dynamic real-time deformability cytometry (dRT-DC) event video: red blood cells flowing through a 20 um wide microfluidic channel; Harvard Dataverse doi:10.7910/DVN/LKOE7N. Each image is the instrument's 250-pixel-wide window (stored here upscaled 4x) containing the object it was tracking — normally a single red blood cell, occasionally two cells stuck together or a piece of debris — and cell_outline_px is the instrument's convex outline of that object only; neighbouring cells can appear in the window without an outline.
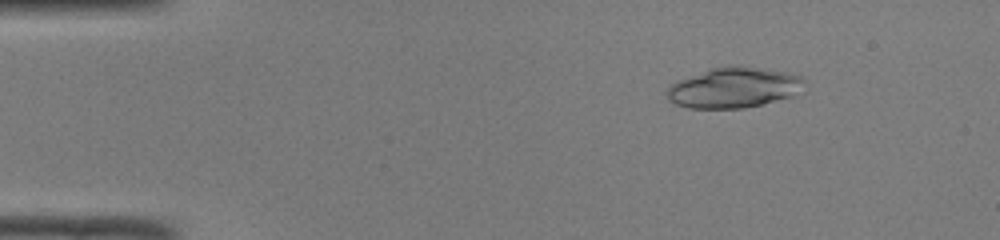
{"species": "common noctule bat (a hibernating species)", "species_latin": "Nyctalus noctula", "temperature_condition": "room temperature", "stored_images_in_passage": 49, "camera_frame_rate_fps": 3000, "um_per_image_px": 0.085, "animal": {"sex": "male", "body_mass_g": 19.0, "forearm_length_mm": 50.8}, "frame": {"image": 1, "passage_image": 7, "time_ms": 2.0, "image_size_px": [1000, 240], "cell_outline_px": [[808, 92], [744, 108], [688, 108], [676, 104], [668, 100], [668, 88], [676, 80], [712, 68], [752, 68], [788, 72], [800, 76], [808, 80]], "centroid_in_image_um": [62.48, 7.48], "position_along_channel_um": 22.5, "area_um2": 32.14}}
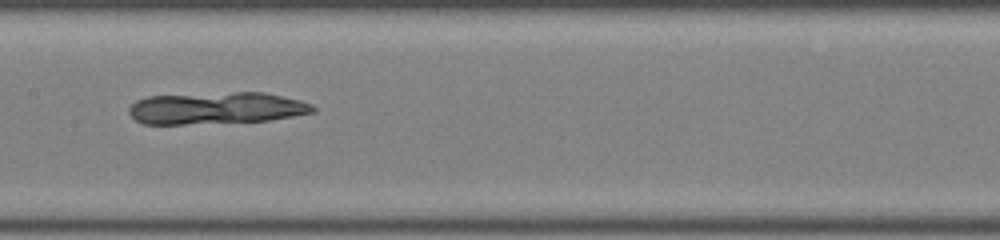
{"frame": {"image": 2, "passage_image": 25, "time_ms": 8.0, "image_size_px": [1000, 240], "cell_outline_px": [[316, 112], [268, 120], [184, 124], [144, 124], [136, 120], [128, 112], [128, 108], [136, 100], [148, 96], [236, 92], [264, 92], [300, 100], [312, 104], [316, 108]], "centroid_in_image_um": [18.39, 9.18], "position_along_channel_um": 189.0, "area_um2": 34.1}}